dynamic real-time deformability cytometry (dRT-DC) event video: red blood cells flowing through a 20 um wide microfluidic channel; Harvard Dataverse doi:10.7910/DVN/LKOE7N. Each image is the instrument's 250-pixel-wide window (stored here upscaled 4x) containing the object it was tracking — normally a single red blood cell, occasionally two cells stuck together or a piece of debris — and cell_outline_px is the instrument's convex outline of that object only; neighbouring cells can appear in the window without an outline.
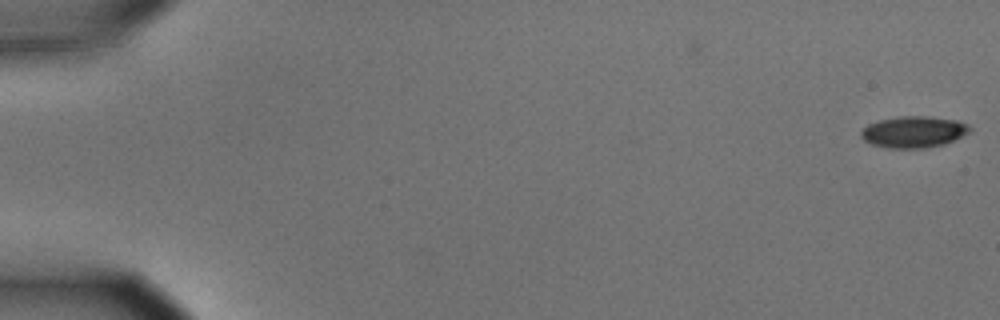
{"species": "common noctule bat (a hibernating species)", "species_latin": "Nyctalus noctula", "temperature_condition": "cold", "stored_images_in_passage": 3, "camera_frame_rate_fps": 3000, "um_per_image_px": 0.085, "animal": {"sex": "male", "body_mass_g": 15.6}, "frame": {"image": 1, "passage_image": 3, "time_ms": 0.667, "image_size_px": [1000, 320], "cell_outline_px": [[972, 128], [968, 132], [944, 144], [928, 148], [888, 148], [872, 144], [864, 140], [860, 136], [860, 132], [868, 124], [880, 120], [900, 116], [928, 116], [956, 120], [968, 124]], "centroid_in_image_um": [77.64, 11.21], "position_along_channel_um": 7.4, "area_um2": 19.83}}